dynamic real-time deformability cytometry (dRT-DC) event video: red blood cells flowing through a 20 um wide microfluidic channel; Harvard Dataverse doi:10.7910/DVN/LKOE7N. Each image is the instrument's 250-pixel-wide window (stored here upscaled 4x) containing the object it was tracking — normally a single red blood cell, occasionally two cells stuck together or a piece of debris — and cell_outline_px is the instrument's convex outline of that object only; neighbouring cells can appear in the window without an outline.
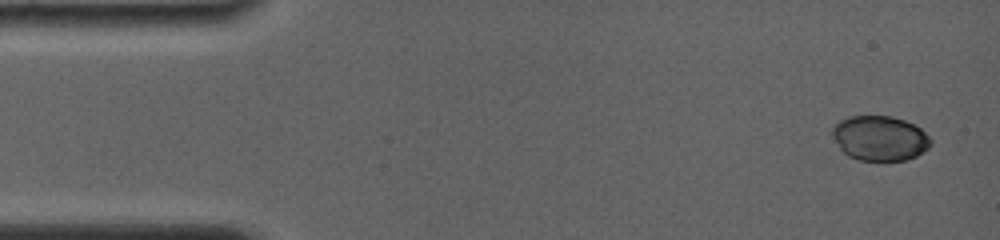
{"species": "common noctule bat (a hibernating species)", "species_latin": "Nyctalus noctula", "temperature_condition": "room temperature", "stored_images_in_passage": 19, "camera_frame_rate_fps": 4000, "um_per_image_px": 0.085, "animal": {"sex": "female", "body_mass_g": 19.0, "forearm_length_mm": 56.7}, "frame": {"image": 1, "passage_image": 1, "time_ms": 0.0, "image_size_px": [1000, 240], "cell_outline_px": [[932, 144], [928, 148], [916, 156], [904, 160], [860, 160], [848, 156], [840, 148], [832, 136], [832, 128], [840, 120], [848, 116], [892, 116], [904, 120], [920, 128], [932, 140]], "centroid_in_image_um": [74.78, 11.74], "position_along_channel_um": 10.2, "area_um2": 25.61}}
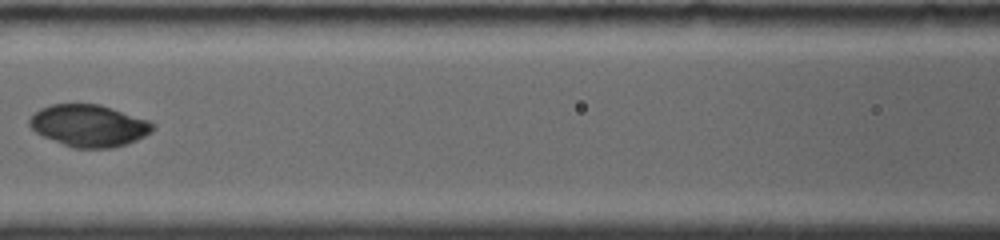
{"frame": {"image": 2, "passage_image": 11, "time_ms": 6.75, "image_size_px": [1000, 240], "cell_outline_px": [[156, 128], [152, 132], [136, 140], [124, 144], [108, 148], [76, 148], [64, 144], [44, 136], [36, 132], [28, 124], [28, 120], [40, 108], [52, 104], [100, 104], [148, 120], [156, 124]], "centroid_in_image_um": [7.58, 10.67], "position_along_channel_um": 159.0, "area_um2": 29.88}}
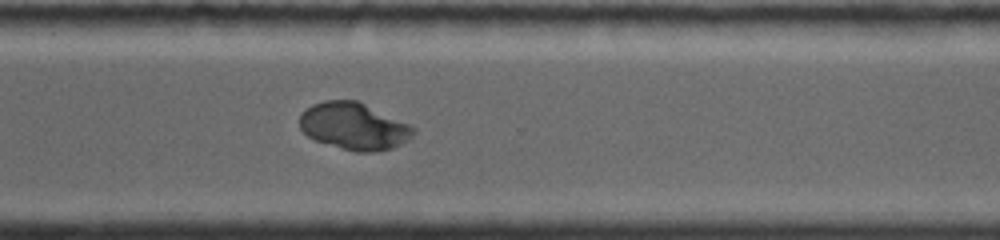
{"frame": {"image": 3, "passage_image": 19, "time_ms": 11.5, "image_size_px": [1000, 240], "cell_outline_px": [[416, 132], [412, 136], [400, 144], [392, 148], [376, 152], [356, 152], [316, 140], [308, 136], [300, 128], [300, 112], [312, 104], [324, 100], [356, 100], [408, 124], [416, 128]], "centroid_in_image_um": [30.06, 10.72], "position_along_channel_um": 340.5, "area_um2": 30.87}}